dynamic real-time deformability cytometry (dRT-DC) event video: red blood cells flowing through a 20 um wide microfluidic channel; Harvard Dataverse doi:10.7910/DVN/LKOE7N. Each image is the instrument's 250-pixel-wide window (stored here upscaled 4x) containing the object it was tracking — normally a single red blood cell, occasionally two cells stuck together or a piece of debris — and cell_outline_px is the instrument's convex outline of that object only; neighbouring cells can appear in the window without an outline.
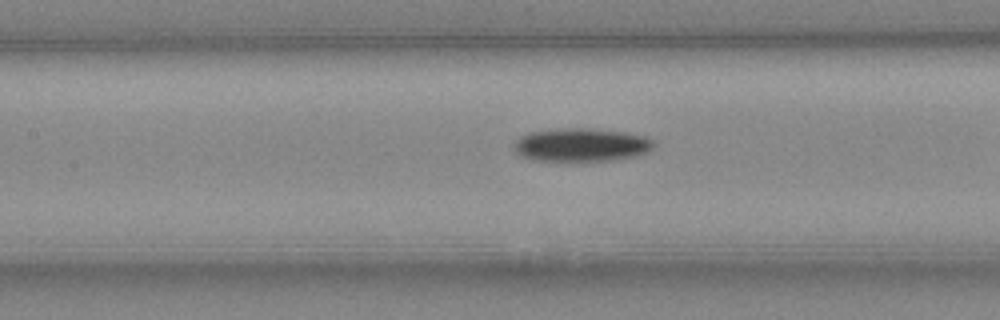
{"species": "Egyptian fruit bat (a non-hibernating species)", "species_latin": "Rousettus aegyptiacus", "temperature_condition": "cold", "stored_images_in_passage": 6, "camera_frame_rate_fps": 3000, "um_per_image_px": 0.085, "animal": {"sex": "female"}, "frame": {"image": 1, "passage_image": 5, "time_ms": 1.333, "image_size_px": [1000, 320], "cell_outline_px": [[656, 144], [648, 152], [636, 156], [616, 160], [532, 160], [520, 156], [512, 148], [512, 144], [520, 136], [528, 132], [556, 128], [584, 128], [628, 132], [644, 136], [652, 140]], "centroid_in_image_um": [49.38, 12.3], "position_along_channel_um": 158.0, "area_um2": 27.4}}